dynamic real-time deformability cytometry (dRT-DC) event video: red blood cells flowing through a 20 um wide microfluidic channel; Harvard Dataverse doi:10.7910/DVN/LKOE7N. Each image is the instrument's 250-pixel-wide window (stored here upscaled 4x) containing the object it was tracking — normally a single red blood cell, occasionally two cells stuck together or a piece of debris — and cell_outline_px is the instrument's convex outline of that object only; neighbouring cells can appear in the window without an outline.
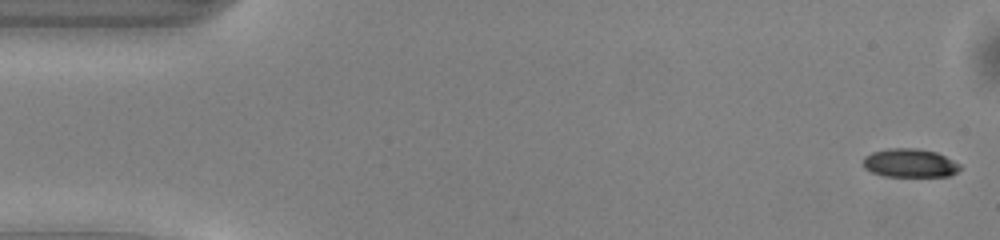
{"species": "common noctule bat (a hibernating species)", "species_latin": "Nyctalus noctula", "temperature_condition": "warm", "stored_images_in_passage": 50, "camera_frame_rate_fps": 3000, "um_per_image_px": 0.085, "animal": {"sex": "male", "body_mass_g": 13.0, "forearm_length_mm": 53.1}, "frame": {"image": 1, "passage_image": 1, "time_ms": 0.0, "image_size_px": [1000, 240], "cell_outline_px": [[960, 168], [956, 172], [948, 176], [884, 176], [872, 172], [864, 168], [864, 156], [872, 152], [888, 148], [916, 148], [936, 152], [960, 164]], "centroid_in_image_um": [77.31, 13.85], "position_along_channel_um": 7.7, "area_um2": 16.01}}
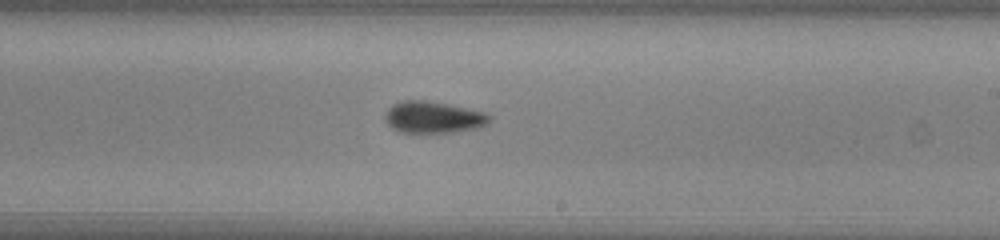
{"frame": {"image": 2, "passage_image": 29, "time_ms": 9.333, "image_size_px": [1000, 240], "cell_outline_px": [[492, 116], [480, 128], [456, 132], [400, 132], [392, 128], [388, 124], [384, 116], [388, 108], [392, 104], [404, 100], [424, 100], [484, 112]], "centroid_in_image_um": [36.79, 9.97], "position_along_channel_um": 252.2, "area_um2": 19.02}}
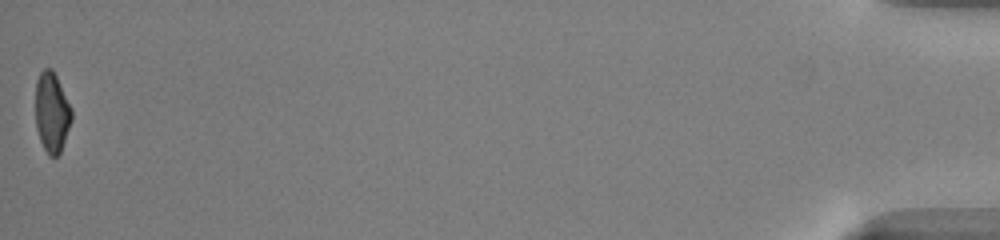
{"frame": {"image": 3, "passage_image": 50, "time_ms": 16.333, "image_size_px": [1000, 240], "cell_outline_px": [[72, 120], [60, 152], [56, 156], [48, 156], [40, 140], [36, 128], [36, 80], [40, 72], [44, 68], [52, 68], [72, 108]], "centroid_in_image_um": [4.41, 9.54], "position_along_channel_um": 430.8, "area_um2": 16.82}, "authors_computed_cell_mechanics": {"area_um2": 18.0047, "velocity_mm_per_s": 4.0716, "shape_relaxation_time_tau1_ms": 4.3048, "shape_relaxation_time_tau2_ms": 3.6208, "deformation_change_tau1": 0.1545, "deformation_change_tau2": 0.1085}}